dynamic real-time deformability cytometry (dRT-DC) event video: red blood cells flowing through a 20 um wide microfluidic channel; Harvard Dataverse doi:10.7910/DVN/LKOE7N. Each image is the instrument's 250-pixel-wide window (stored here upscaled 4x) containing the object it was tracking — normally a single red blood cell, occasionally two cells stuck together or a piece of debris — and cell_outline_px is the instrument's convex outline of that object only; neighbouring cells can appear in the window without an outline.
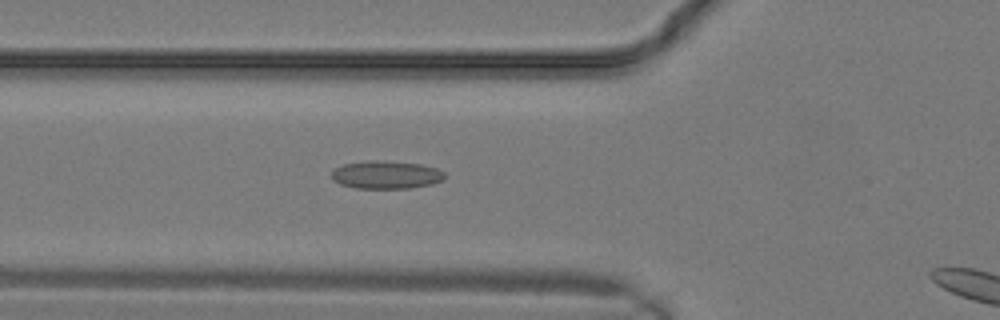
{"species": "common noctule bat (a hibernating species)", "species_latin": "Nyctalus noctula", "temperature_condition": "warm", "stored_images_in_passage": 24, "camera_frame_rate_fps": 3000, "um_per_image_px": 0.085, "animal": {"sex": "male", "body_mass_g": 19.2, "forearm_length_mm": 51.8}, "frame": {"image": 1, "passage_image": 10, "time_ms": 3.0, "image_size_px": [1000, 320], "cell_outline_px": [[444, 180], [432, 184], [408, 188], [356, 188], [340, 184], [332, 180], [332, 172], [336, 168], [344, 164], [372, 160], [376, 160], [420, 164], [436, 168], [444, 172]], "centroid_in_image_um": [32.82, 14.86], "position_along_channel_um": 93.0, "area_um2": 18.26}}
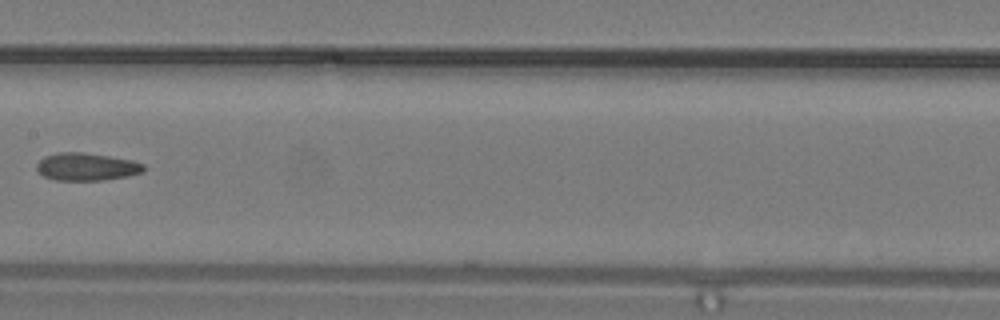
{"frame": {"image": 2, "passage_image": 14, "time_ms": 4.333, "image_size_px": [1000, 320], "cell_outline_px": [[148, 168], [144, 172], [128, 176], [104, 180], [56, 180], [44, 176], [36, 168], [36, 164], [44, 156], [60, 152], [80, 152], [108, 156], [132, 160], [144, 164]], "centroid_in_image_um": [7.4, 14.18], "position_along_channel_um": 200.0, "area_um2": 17.28}}
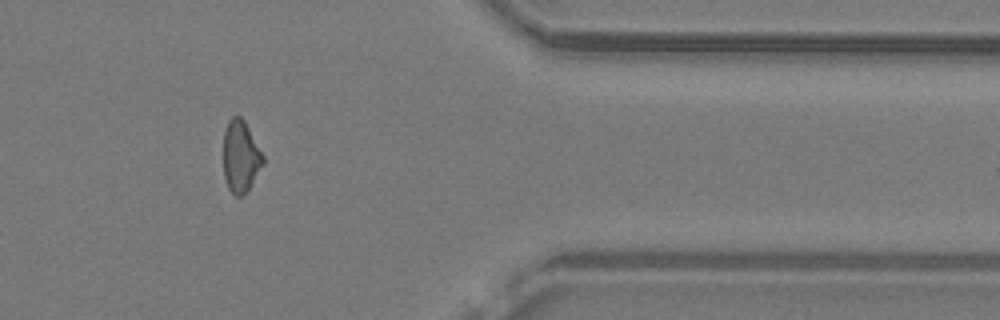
{"frame": {"image": 3, "passage_image": 22, "time_ms": 7.0, "image_size_px": [1000, 320], "cell_outline_px": [[264, 164], [248, 188], [240, 196], [236, 196], [228, 188], [224, 176], [224, 132], [228, 120], [232, 116], [240, 116], [244, 120], [264, 156]], "centroid_in_image_um": [20.45, 13.27], "position_along_channel_um": 390.9, "area_um2": 16.36}}